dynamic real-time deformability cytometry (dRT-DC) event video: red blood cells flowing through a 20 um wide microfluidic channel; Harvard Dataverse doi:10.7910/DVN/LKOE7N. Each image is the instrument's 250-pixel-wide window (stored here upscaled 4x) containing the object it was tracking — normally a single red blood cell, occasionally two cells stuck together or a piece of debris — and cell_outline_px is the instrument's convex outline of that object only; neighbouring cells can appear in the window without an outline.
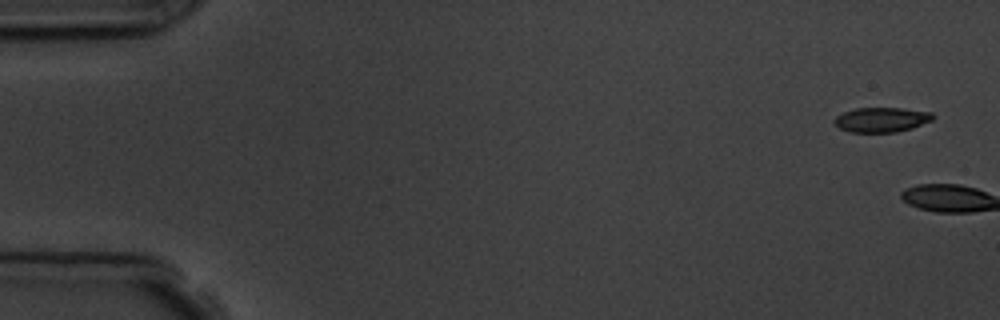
{"species": "common noctule bat (a hibernating species)", "species_latin": "Nyctalus noctula", "temperature_condition": "room temperature", "stored_images_in_passage": 2, "camera_frame_rate_fps": 3000, "um_per_image_px": 0.085, "animal": {"sex": "male", "body_mass_g": 19.5, "forearm_length_mm": 54.6}, "frame": {"image": 1, "passage_image": 1, "time_ms": 0.0, "image_size_px": [1000, 320], "cell_outline_px": [[936, 116], [932, 120], [912, 128], [896, 132], [848, 132], [840, 128], [832, 120], [836, 116], [844, 112], [856, 108], [900, 108], [932, 112]], "centroid_in_image_um": [74.94, 10.17], "position_along_channel_um": 10.1, "area_um2": 14.22}}